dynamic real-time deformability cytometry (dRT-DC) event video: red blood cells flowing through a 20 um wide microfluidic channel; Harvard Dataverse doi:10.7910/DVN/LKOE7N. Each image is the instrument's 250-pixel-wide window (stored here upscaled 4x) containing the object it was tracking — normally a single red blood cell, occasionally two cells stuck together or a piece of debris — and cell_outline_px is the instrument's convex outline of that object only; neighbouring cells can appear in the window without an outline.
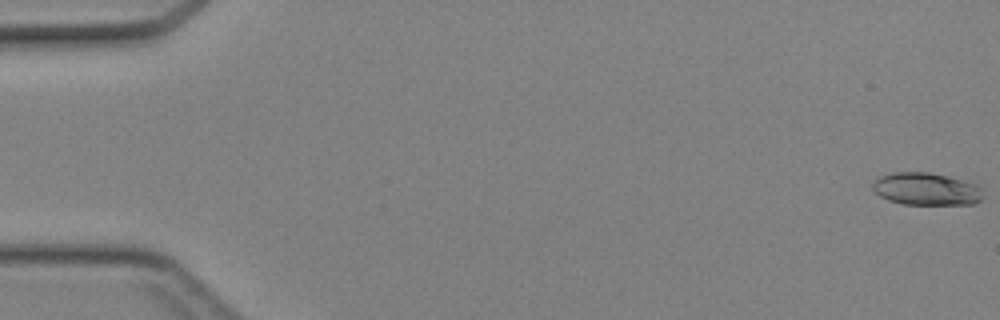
{"species": "Egyptian fruit bat (a non-hibernating species)", "species_latin": "Rousettus aegyptiacus", "temperature_condition": "cold", "stored_images_in_passage": 46, "camera_frame_rate_fps": 3000, "um_per_image_px": 0.085, "animal": {"sex": "female"}, "frame": {"image": 1, "passage_image": 1, "time_ms": 0.0, "image_size_px": [1000, 320], "cell_outline_px": [[980, 200], [972, 204], [904, 204], [888, 200], [880, 196], [872, 188], [872, 184], [880, 176], [892, 172], [928, 172], [948, 176], [964, 180], [976, 184], [980, 188]], "centroid_in_image_um": [78.7, 16.05], "position_along_channel_um": 6.3, "area_um2": 20.69}}
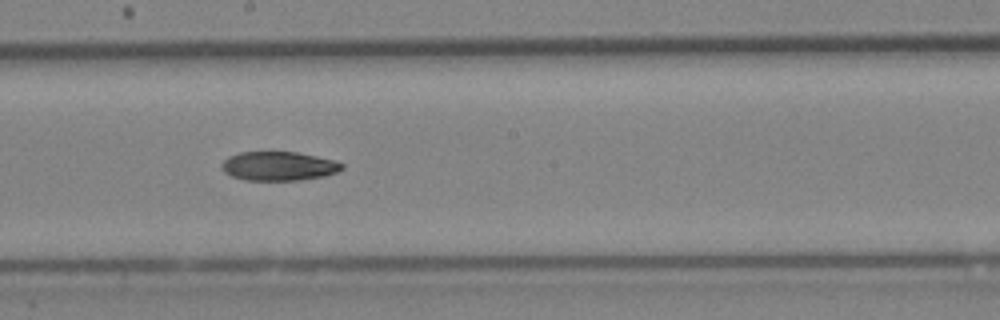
{"frame": {"image": 2, "passage_image": 26, "time_ms": 8.333, "image_size_px": [1000, 320], "cell_outline_px": [[344, 168], [336, 172], [324, 176], [300, 180], [248, 180], [232, 176], [224, 172], [220, 164], [228, 156], [240, 152], [296, 152], [316, 156], [332, 160], [344, 164]], "centroid_in_image_um": [23.67, 14.11], "position_along_channel_um": 224.5, "area_um2": 20.23}}
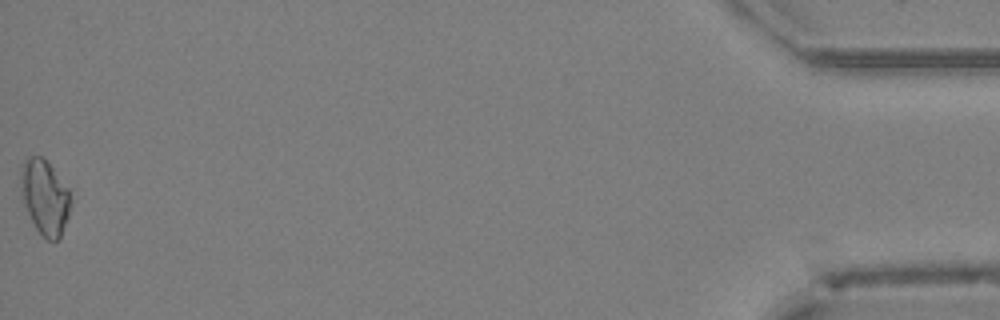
{"frame": {"image": 3, "passage_image": 46, "time_ms": 15.0, "image_size_px": [1000, 320], "cell_outline_px": [[72, 200], [68, 216], [60, 236], [56, 240], [48, 240], [36, 228], [24, 204], [20, 172], [20, 168], [24, 160], [28, 156], [40, 156], [52, 168], [68, 188]], "centroid_in_image_um": [3.82, 16.74], "position_along_channel_um": 431.4, "area_um2": 21.21}}